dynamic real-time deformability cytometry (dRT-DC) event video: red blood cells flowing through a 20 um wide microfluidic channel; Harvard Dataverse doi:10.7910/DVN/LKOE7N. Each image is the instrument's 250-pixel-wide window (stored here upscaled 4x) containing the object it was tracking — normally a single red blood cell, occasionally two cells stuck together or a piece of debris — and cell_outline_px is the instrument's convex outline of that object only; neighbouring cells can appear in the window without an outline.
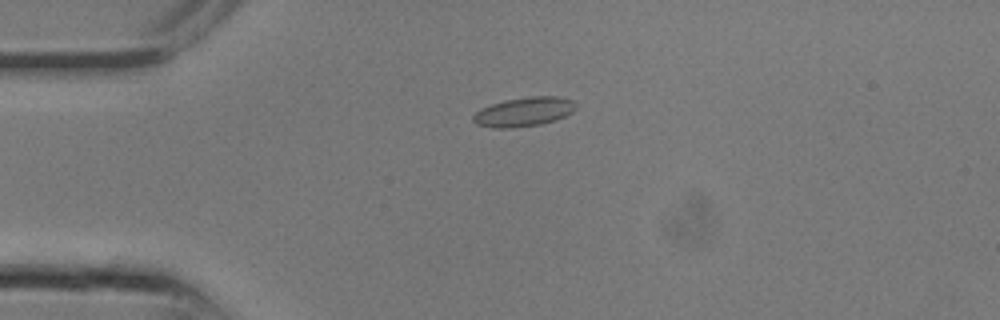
{"species": "common noctule bat (a hibernating species)", "species_latin": "Nyctalus noctula", "temperature_condition": "room temperature", "stored_images_in_passage": 2, "camera_frame_rate_fps": 3000, "um_per_image_px": 0.085, "animal": {"sex": "male", "body_mass_g": 13.3}, "frame": {"image": 1, "passage_image": 1, "time_ms": 0.0, "image_size_px": [1000, 320], "cell_outline_px": [[576, 108], [572, 112], [556, 120], [540, 124], [512, 128], [492, 128], [476, 124], [472, 120], [472, 116], [476, 112], [492, 104], [508, 100], [532, 96], [556, 96], [572, 100]], "centroid_in_image_um": [44.53, 9.52], "position_along_channel_um": 40.5, "area_um2": 17.22}}